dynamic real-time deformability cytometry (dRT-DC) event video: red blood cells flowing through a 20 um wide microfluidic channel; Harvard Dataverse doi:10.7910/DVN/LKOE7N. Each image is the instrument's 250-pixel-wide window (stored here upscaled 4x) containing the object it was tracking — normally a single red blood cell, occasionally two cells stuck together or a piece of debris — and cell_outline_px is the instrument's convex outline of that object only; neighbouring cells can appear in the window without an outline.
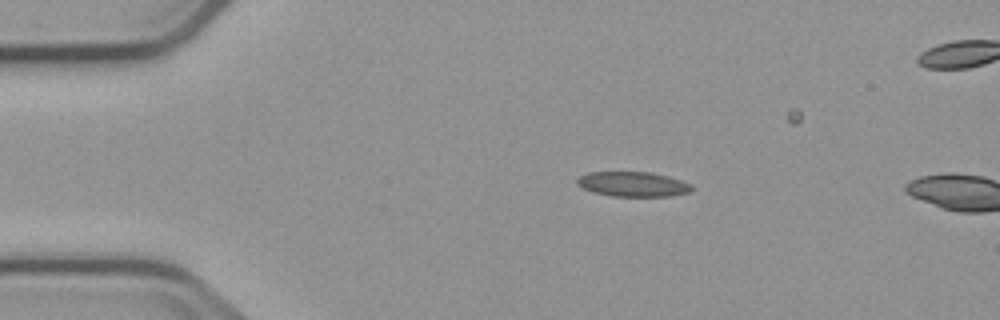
{"species": "common noctule bat (a hibernating species)", "species_latin": "Nyctalus noctula", "temperature_condition": "cold", "stored_images_in_passage": 2, "camera_frame_rate_fps": 3000, "um_per_image_px": 0.085, "animal": {"sex": "male", "body_mass_g": 23.1, "forearm_length_mm": 52.7}, "frame": {"image": 1, "passage_image": 1, "time_ms": 0.0, "image_size_px": [1000, 320], "cell_outline_px": [[692, 188], [688, 192], [668, 196], [612, 196], [592, 192], [576, 184], [576, 180], [580, 176], [588, 172], [652, 172], [668, 176], [692, 184]], "centroid_in_image_um": [53.77, 15.65], "position_along_channel_um": 31.2, "area_um2": 16.53}}